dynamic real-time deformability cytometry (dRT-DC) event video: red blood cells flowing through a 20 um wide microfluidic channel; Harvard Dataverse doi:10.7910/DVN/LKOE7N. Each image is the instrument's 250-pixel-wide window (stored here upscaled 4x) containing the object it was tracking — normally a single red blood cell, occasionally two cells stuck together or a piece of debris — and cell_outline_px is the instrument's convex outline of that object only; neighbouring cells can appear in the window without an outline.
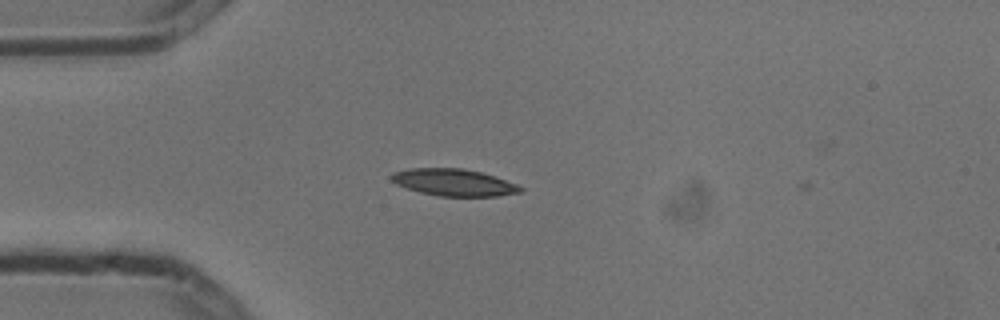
{"species": "common noctule bat (a hibernating species)", "species_latin": "Nyctalus noctula", "temperature_condition": "cold", "stored_images_in_passage": 3, "camera_frame_rate_fps": 3000, "um_per_image_px": 0.085, "animal": {"sex": "male", "body_mass_g": 13.3}, "frame": {"image": 1, "passage_image": 3, "time_ms": 0.667, "image_size_px": [1000, 320], "cell_outline_px": [[524, 188], [520, 192], [496, 196], [440, 196], [420, 192], [396, 184], [388, 176], [396, 172], [408, 168], [464, 168], [480, 172], [516, 184]], "centroid_in_image_um": [38.54, 15.5], "position_along_channel_um": 46.5, "area_um2": 20.0}}